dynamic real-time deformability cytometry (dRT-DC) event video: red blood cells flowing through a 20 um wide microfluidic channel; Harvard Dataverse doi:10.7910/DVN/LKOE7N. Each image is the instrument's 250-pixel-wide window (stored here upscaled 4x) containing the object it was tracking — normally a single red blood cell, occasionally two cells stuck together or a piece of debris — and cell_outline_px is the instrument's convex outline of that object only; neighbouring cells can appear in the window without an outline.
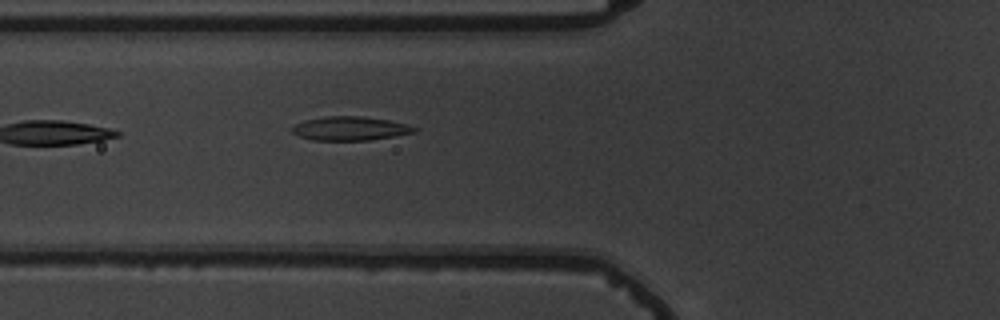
{"species": "common noctule bat (a hibernating species)", "species_latin": "Nyctalus noctula", "temperature_condition": "warm", "stored_images_in_passage": 6, "camera_frame_rate_fps": 3000, "um_per_image_px": 0.085, "animal": {"sex": "male", "body_mass_g": 19.5, "forearm_length_mm": 54.6}, "frame": {"image": 1, "passage_image": 6, "time_ms": 6.667, "image_size_px": [1000, 320], "cell_outline_px": [[420, 128], [416, 132], [372, 140], [312, 140], [300, 136], [292, 132], [288, 128], [304, 120], [324, 116], [364, 116], [388, 120], [408, 124]], "centroid_in_image_um": [29.77, 10.91], "position_along_channel_um": 96.0, "area_um2": 17.22}}